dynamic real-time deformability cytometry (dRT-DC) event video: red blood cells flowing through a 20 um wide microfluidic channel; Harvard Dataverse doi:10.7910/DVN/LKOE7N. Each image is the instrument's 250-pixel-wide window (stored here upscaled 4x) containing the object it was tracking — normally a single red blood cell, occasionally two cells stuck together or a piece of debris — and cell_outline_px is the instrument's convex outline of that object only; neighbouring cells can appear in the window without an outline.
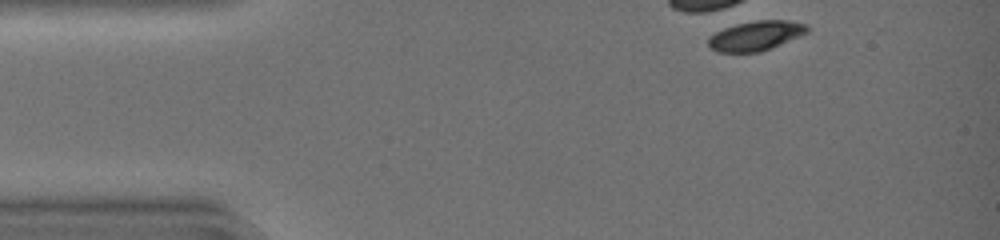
{"species": "common noctule bat (a hibernating species)", "species_latin": "Nyctalus noctula", "temperature_condition": "warm", "stored_images_in_passage": 1, "camera_frame_rate_fps": 3000, "um_per_image_px": 0.085, "animal": {"sex": "female", "body_mass_g": 19.0, "forearm_length_mm": 51.5}, "frame": {"image": 1, "passage_image": 1, "time_ms": 0.0, "image_size_px": [1000, 240], "cell_outline_px": [[808, 32], [800, 36], [772, 48], [760, 52], [716, 52], [708, 44], [708, 36], [724, 28], [736, 24], [756, 20], [788, 20], [808, 24]], "centroid_in_image_um": [64.26, 3.03], "position_along_channel_um": 20.7, "area_um2": 17.17}}